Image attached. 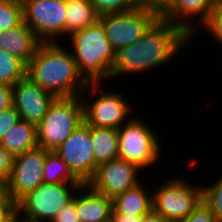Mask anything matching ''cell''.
<instances>
[{
	"label": "cell",
	"mask_w": 222,
	"mask_h": 222,
	"mask_svg": "<svg viewBox=\"0 0 222 222\" xmlns=\"http://www.w3.org/2000/svg\"><path fill=\"white\" fill-rule=\"evenodd\" d=\"M152 192V209L168 222L185 219L201 202V184L194 186L173 177Z\"/></svg>",
	"instance_id": "obj_8"
},
{
	"label": "cell",
	"mask_w": 222,
	"mask_h": 222,
	"mask_svg": "<svg viewBox=\"0 0 222 222\" xmlns=\"http://www.w3.org/2000/svg\"><path fill=\"white\" fill-rule=\"evenodd\" d=\"M71 173L83 184L95 175L97 166L93 155L90 125L83 121L55 151Z\"/></svg>",
	"instance_id": "obj_12"
},
{
	"label": "cell",
	"mask_w": 222,
	"mask_h": 222,
	"mask_svg": "<svg viewBox=\"0 0 222 222\" xmlns=\"http://www.w3.org/2000/svg\"><path fill=\"white\" fill-rule=\"evenodd\" d=\"M44 183H82L69 170L63 159L55 152L49 151L44 163Z\"/></svg>",
	"instance_id": "obj_22"
},
{
	"label": "cell",
	"mask_w": 222,
	"mask_h": 222,
	"mask_svg": "<svg viewBox=\"0 0 222 222\" xmlns=\"http://www.w3.org/2000/svg\"><path fill=\"white\" fill-rule=\"evenodd\" d=\"M140 170L142 171L136 164L116 158L99 165L94 177L87 184L113 199L140 182Z\"/></svg>",
	"instance_id": "obj_13"
},
{
	"label": "cell",
	"mask_w": 222,
	"mask_h": 222,
	"mask_svg": "<svg viewBox=\"0 0 222 222\" xmlns=\"http://www.w3.org/2000/svg\"><path fill=\"white\" fill-rule=\"evenodd\" d=\"M24 23L41 42L66 36L67 0H22Z\"/></svg>",
	"instance_id": "obj_9"
},
{
	"label": "cell",
	"mask_w": 222,
	"mask_h": 222,
	"mask_svg": "<svg viewBox=\"0 0 222 222\" xmlns=\"http://www.w3.org/2000/svg\"><path fill=\"white\" fill-rule=\"evenodd\" d=\"M152 194L139 182L112 199V211L122 214L144 215L152 210Z\"/></svg>",
	"instance_id": "obj_18"
},
{
	"label": "cell",
	"mask_w": 222,
	"mask_h": 222,
	"mask_svg": "<svg viewBox=\"0 0 222 222\" xmlns=\"http://www.w3.org/2000/svg\"><path fill=\"white\" fill-rule=\"evenodd\" d=\"M213 5L222 3V0H210Z\"/></svg>",
	"instance_id": "obj_39"
},
{
	"label": "cell",
	"mask_w": 222,
	"mask_h": 222,
	"mask_svg": "<svg viewBox=\"0 0 222 222\" xmlns=\"http://www.w3.org/2000/svg\"><path fill=\"white\" fill-rule=\"evenodd\" d=\"M99 15L125 12L137 6L135 0H90Z\"/></svg>",
	"instance_id": "obj_26"
},
{
	"label": "cell",
	"mask_w": 222,
	"mask_h": 222,
	"mask_svg": "<svg viewBox=\"0 0 222 222\" xmlns=\"http://www.w3.org/2000/svg\"><path fill=\"white\" fill-rule=\"evenodd\" d=\"M83 121V103L80 96L56 98L46 116L36 126L38 146L48 151H56Z\"/></svg>",
	"instance_id": "obj_4"
},
{
	"label": "cell",
	"mask_w": 222,
	"mask_h": 222,
	"mask_svg": "<svg viewBox=\"0 0 222 222\" xmlns=\"http://www.w3.org/2000/svg\"><path fill=\"white\" fill-rule=\"evenodd\" d=\"M20 120V114L13 105L0 112V141Z\"/></svg>",
	"instance_id": "obj_28"
},
{
	"label": "cell",
	"mask_w": 222,
	"mask_h": 222,
	"mask_svg": "<svg viewBox=\"0 0 222 222\" xmlns=\"http://www.w3.org/2000/svg\"><path fill=\"white\" fill-rule=\"evenodd\" d=\"M16 209V202L8 195L0 198V222L8 217Z\"/></svg>",
	"instance_id": "obj_33"
},
{
	"label": "cell",
	"mask_w": 222,
	"mask_h": 222,
	"mask_svg": "<svg viewBox=\"0 0 222 222\" xmlns=\"http://www.w3.org/2000/svg\"><path fill=\"white\" fill-rule=\"evenodd\" d=\"M160 17L157 9L137 5L125 12L100 15L99 21L112 48L117 52L136 42Z\"/></svg>",
	"instance_id": "obj_6"
},
{
	"label": "cell",
	"mask_w": 222,
	"mask_h": 222,
	"mask_svg": "<svg viewBox=\"0 0 222 222\" xmlns=\"http://www.w3.org/2000/svg\"><path fill=\"white\" fill-rule=\"evenodd\" d=\"M178 222H219L210 209L201 202L185 219Z\"/></svg>",
	"instance_id": "obj_29"
},
{
	"label": "cell",
	"mask_w": 222,
	"mask_h": 222,
	"mask_svg": "<svg viewBox=\"0 0 222 222\" xmlns=\"http://www.w3.org/2000/svg\"><path fill=\"white\" fill-rule=\"evenodd\" d=\"M52 222H80L76 210V194L73 199L61 209Z\"/></svg>",
	"instance_id": "obj_30"
},
{
	"label": "cell",
	"mask_w": 222,
	"mask_h": 222,
	"mask_svg": "<svg viewBox=\"0 0 222 222\" xmlns=\"http://www.w3.org/2000/svg\"><path fill=\"white\" fill-rule=\"evenodd\" d=\"M1 222H24V219L19 210L16 208L8 217H6Z\"/></svg>",
	"instance_id": "obj_37"
},
{
	"label": "cell",
	"mask_w": 222,
	"mask_h": 222,
	"mask_svg": "<svg viewBox=\"0 0 222 222\" xmlns=\"http://www.w3.org/2000/svg\"><path fill=\"white\" fill-rule=\"evenodd\" d=\"M12 96L13 106L19 112L20 118L36 126L46 116L50 105L56 99L27 75L12 87Z\"/></svg>",
	"instance_id": "obj_14"
},
{
	"label": "cell",
	"mask_w": 222,
	"mask_h": 222,
	"mask_svg": "<svg viewBox=\"0 0 222 222\" xmlns=\"http://www.w3.org/2000/svg\"><path fill=\"white\" fill-rule=\"evenodd\" d=\"M27 65L18 57L0 49V83L13 87L26 75Z\"/></svg>",
	"instance_id": "obj_23"
},
{
	"label": "cell",
	"mask_w": 222,
	"mask_h": 222,
	"mask_svg": "<svg viewBox=\"0 0 222 222\" xmlns=\"http://www.w3.org/2000/svg\"><path fill=\"white\" fill-rule=\"evenodd\" d=\"M4 195V184L0 182V198Z\"/></svg>",
	"instance_id": "obj_38"
},
{
	"label": "cell",
	"mask_w": 222,
	"mask_h": 222,
	"mask_svg": "<svg viewBox=\"0 0 222 222\" xmlns=\"http://www.w3.org/2000/svg\"><path fill=\"white\" fill-rule=\"evenodd\" d=\"M59 44L41 42L27 64L26 75L56 98L80 96L89 82L79 72L72 51Z\"/></svg>",
	"instance_id": "obj_2"
},
{
	"label": "cell",
	"mask_w": 222,
	"mask_h": 222,
	"mask_svg": "<svg viewBox=\"0 0 222 222\" xmlns=\"http://www.w3.org/2000/svg\"><path fill=\"white\" fill-rule=\"evenodd\" d=\"M83 183L39 185L16 202L24 222H52L78 192Z\"/></svg>",
	"instance_id": "obj_5"
},
{
	"label": "cell",
	"mask_w": 222,
	"mask_h": 222,
	"mask_svg": "<svg viewBox=\"0 0 222 222\" xmlns=\"http://www.w3.org/2000/svg\"><path fill=\"white\" fill-rule=\"evenodd\" d=\"M141 222H168L159 213H156L153 209L144 214Z\"/></svg>",
	"instance_id": "obj_36"
},
{
	"label": "cell",
	"mask_w": 222,
	"mask_h": 222,
	"mask_svg": "<svg viewBox=\"0 0 222 222\" xmlns=\"http://www.w3.org/2000/svg\"><path fill=\"white\" fill-rule=\"evenodd\" d=\"M14 157L0 145V182L5 183L11 173Z\"/></svg>",
	"instance_id": "obj_31"
},
{
	"label": "cell",
	"mask_w": 222,
	"mask_h": 222,
	"mask_svg": "<svg viewBox=\"0 0 222 222\" xmlns=\"http://www.w3.org/2000/svg\"><path fill=\"white\" fill-rule=\"evenodd\" d=\"M0 145L13 157L37 147L36 125L21 119L3 137Z\"/></svg>",
	"instance_id": "obj_19"
},
{
	"label": "cell",
	"mask_w": 222,
	"mask_h": 222,
	"mask_svg": "<svg viewBox=\"0 0 222 222\" xmlns=\"http://www.w3.org/2000/svg\"><path fill=\"white\" fill-rule=\"evenodd\" d=\"M100 84L101 83H89L81 94L82 96L80 95L83 103L84 121L93 127L118 129L129 121L127 116L130 114V111H133L131 110L132 107L130 108L131 103L127 102V99H125L123 95H119L116 91H103L99 97H96L95 100L90 103L89 99L87 101L84 98L86 95L83 94L89 91V93H91L90 95L94 97V94L100 89Z\"/></svg>",
	"instance_id": "obj_10"
},
{
	"label": "cell",
	"mask_w": 222,
	"mask_h": 222,
	"mask_svg": "<svg viewBox=\"0 0 222 222\" xmlns=\"http://www.w3.org/2000/svg\"><path fill=\"white\" fill-rule=\"evenodd\" d=\"M210 185L202 186V202L210 209L215 218L222 222V176L215 184Z\"/></svg>",
	"instance_id": "obj_25"
},
{
	"label": "cell",
	"mask_w": 222,
	"mask_h": 222,
	"mask_svg": "<svg viewBox=\"0 0 222 222\" xmlns=\"http://www.w3.org/2000/svg\"><path fill=\"white\" fill-rule=\"evenodd\" d=\"M69 37L74 48L73 58L82 76L89 83L111 79L116 52L106 37L102 23L98 20Z\"/></svg>",
	"instance_id": "obj_3"
},
{
	"label": "cell",
	"mask_w": 222,
	"mask_h": 222,
	"mask_svg": "<svg viewBox=\"0 0 222 222\" xmlns=\"http://www.w3.org/2000/svg\"><path fill=\"white\" fill-rule=\"evenodd\" d=\"M91 143L95 165H99L118 158V130L90 126Z\"/></svg>",
	"instance_id": "obj_20"
},
{
	"label": "cell",
	"mask_w": 222,
	"mask_h": 222,
	"mask_svg": "<svg viewBox=\"0 0 222 222\" xmlns=\"http://www.w3.org/2000/svg\"><path fill=\"white\" fill-rule=\"evenodd\" d=\"M78 192L76 210L80 222H110L113 208L111 198L95 191L89 184H82Z\"/></svg>",
	"instance_id": "obj_16"
},
{
	"label": "cell",
	"mask_w": 222,
	"mask_h": 222,
	"mask_svg": "<svg viewBox=\"0 0 222 222\" xmlns=\"http://www.w3.org/2000/svg\"><path fill=\"white\" fill-rule=\"evenodd\" d=\"M13 105L12 87L0 83V112Z\"/></svg>",
	"instance_id": "obj_32"
},
{
	"label": "cell",
	"mask_w": 222,
	"mask_h": 222,
	"mask_svg": "<svg viewBox=\"0 0 222 222\" xmlns=\"http://www.w3.org/2000/svg\"><path fill=\"white\" fill-rule=\"evenodd\" d=\"M213 6L210 0H170L160 15L162 19L181 27L192 37L208 20ZM191 17L199 19H196V23H189Z\"/></svg>",
	"instance_id": "obj_15"
},
{
	"label": "cell",
	"mask_w": 222,
	"mask_h": 222,
	"mask_svg": "<svg viewBox=\"0 0 222 222\" xmlns=\"http://www.w3.org/2000/svg\"><path fill=\"white\" fill-rule=\"evenodd\" d=\"M40 43L35 33L24 22L16 28L0 32V49L18 57L26 65Z\"/></svg>",
	"instance_id": "obj_17"
},
{
	"label": "cell",
	"mask_w": 222,
	"mask_h": 222,
	"mask_svg": "<svg viewBox=\"0 0 222 222\" xmlns=\"http://www.w3.org/2000/svg\"><path fill=\"white\" fill-rule=\"evenodd\" d=\"M130 119L117 129L118 158L134 163L144 171L161 156L160 137L145 121L135 117Z\"/></svg>",
	"instance_id": "obj_7"
},
{
	"label": "cell",
	"mask_w": 222,
	"mask_h": 222,
	"mask_svg": "<svg viewBox=\"0 0 222 222\" xmlns=\"http://www.w3.org/2000/svg\"><path fill=\"white\" fill-rule=\"evenodd\" d=\"M65 16L66 35L70 36L76 31L95 24L100 15L90 0H67Z\"/></svg>",
	"instance_id": "obj_21"
},
{
	"label": "cell",
	"mask_w": 222,
	"mask_h": 222,
	"mask_svg": "<svg viewBox=\"0 0 222 222\" xmlns=\"http://www.w3.org/2000/svg\"><path fill=\"white\" fill-rule=\"evenodd\" d=\"M190 38L181 27L160 17L136 42L116 52L111 78L167 65Z\"/></svg>",
	"instance_id": "obj_1"
},
{
	"label": "cell",
	"mask_w": 222,
	"mask_h": 222,
	"mask_svg": "<svg viewBox=\"0 0 222 222\" xmlns=\"http://www.w3.org/2000/svg\"><path fill=\"white\" fill-rule=\"evenodd\" d=\"M139 6H147L162 11L170 0H135Z\"/></svg>",
	"instance_id": "obj_35"
},
{
	"label": "cell",
	"mask_w": 222,
	"mask_h": 222,
	"mask_svg": "<svg viewBox=\"0 0 222 222\" xmlns=\"http://www.w3.org/2000/svg\"><path fill=\"white\" fill-rule=\"evenodd\" d=\"M49 151L37 146L15 156L4 194L17 202L28 192L44 183V163Z\"/></svg>",
	"instance_id": "obj_11"
},
{
	"label": "cell",
	"mask_w": 222,
	"mask_h": 222,
	"mask_svg": "<svg viewBox=\"0 0 222 222\" xmlns=\"http://www.w3.org/2000/svg\"><path fill=\"white\" fill-rule=\"evenodd\" d=\"M23 22L22 0H0V32L16 28Z\"/></svg>",
	"instance_id": "obj_24"
},
{
	"label": "cell",
	"mask_w": 222,
	"mask_h": 222,
	"mask_svg": "<svg viewBox=\"0 0 222 222\" xmlns=\"http://www.w3.org/2000/svg\"><path fill=\"white\" fill-rule=\"evenodd\" d=\"M143 215L122 214L111 212L110 222H141Z\"/></svg>",
	"instance_id": "obj_34"
},
{
	"label": "cell",
	"mask_w": 222,
	"mask_h": 222,
	"mask_svg": "<svg viewBox=\"0 0 222 222\" xmlns=\"http://www.w3.org/2000/svg\"><path fill=\"white\" fill-rule=\"evenodd\" d=\"M211 34L216 42L222 45V3L216 4L211 9L208 20L201 26Z\"/></svg>",
	"instance_id": "obj_27"
}]
</instances>
